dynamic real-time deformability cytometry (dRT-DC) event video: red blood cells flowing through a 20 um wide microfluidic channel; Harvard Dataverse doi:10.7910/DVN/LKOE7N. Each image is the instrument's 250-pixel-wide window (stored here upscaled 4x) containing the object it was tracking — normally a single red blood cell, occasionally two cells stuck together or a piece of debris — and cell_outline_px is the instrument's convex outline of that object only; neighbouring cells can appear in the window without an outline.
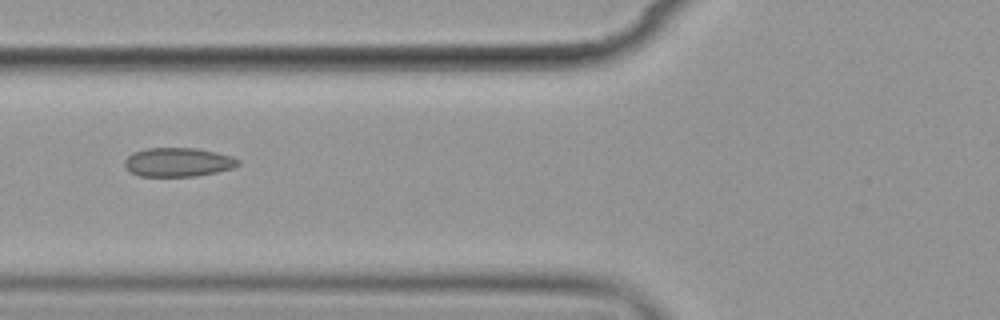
{"species": "common noctule bat (a hibernating species)", "species_latin": "Nyctalus noctula", "temperature_condition": "cold", "stored_images_in_passage": 9, "camera_frame_rate_fps": 3000, "um_per_image_px": 0.085, "animal": {"sex": "female", "body_mass_g": 19.9}, "frame": {"image": 1, "passage_image": 7, "time_ms": 6.667, "image_size_px": [1000, 320], "cell_outline_px": [[240, 164], [232, 168], [216, 172], [196, 176], [140, 176], [132, 172], [124, 164], [124, 160], [132, 152], [148, 148], [196, 148], [216, 152], [232, 156], [240, 160]], "centroid_in_image_um": [15.15, 13.78], "position_along_channel_um": 110.6, "area_um2": 19.07}}
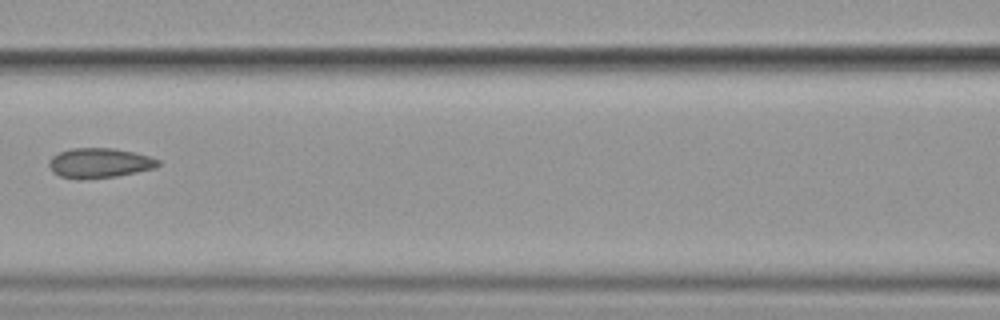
{"frame": {"image": 2, "passage_image": 8, "time_ms": 8.0, "image_size_px": [1000, 320], "cell_outline_px": [[160, 164], [156, 168], [116, 176], [60, 176], [52, 172], [48, 164], [48, 160], [52, 156], [60, 152], [72, 148], [116, 148], [136, 152], [160, 160]], "centroid_in_image_um": [8.5, 13.8], "position_along_channel_um": 158.1, "area_um2": 18.38}}
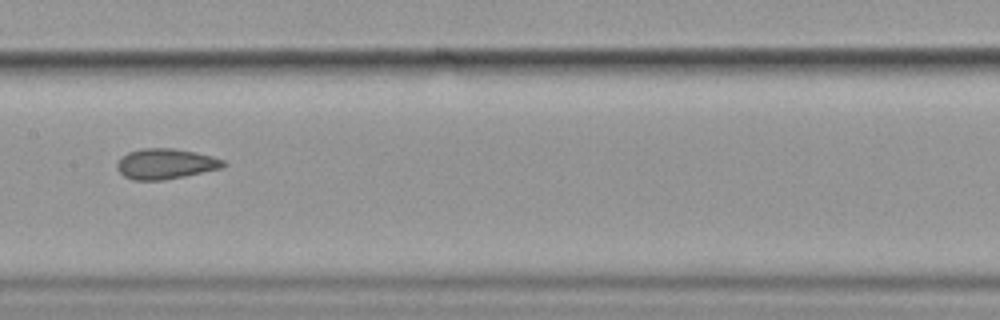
{"frame": {"image": 3, "passage_image": 9, "time_ms": 9.0, "image_size_px": [1000, 320], "cell_outline_px": [[228, 164], [224, 168], [164, 180], [132, 180], [124, 176], [116, 168], [116, 164], [120, 156], [128, 152], [140, 148], [172, 148], [196, 152], [212, 156], [224, 160]], "centroid_in_image_um": [14.07, 13.92], "position_along_channel_um": 193.3, "area_um2": 19.13}}